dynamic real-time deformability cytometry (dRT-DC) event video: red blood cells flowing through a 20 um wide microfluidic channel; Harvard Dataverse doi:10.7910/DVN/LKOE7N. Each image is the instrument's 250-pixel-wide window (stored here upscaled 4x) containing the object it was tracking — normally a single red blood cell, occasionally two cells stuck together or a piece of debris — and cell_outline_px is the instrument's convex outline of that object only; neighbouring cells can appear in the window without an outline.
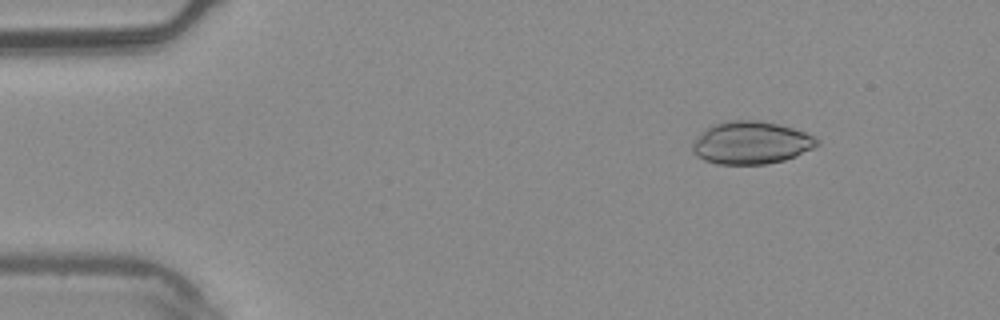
{"species": "common noctule bat (a hibernating species)", "species_latin": "Nyctalus noctula", "temperature_condition": "warm", "stored_images_in_passage": 5, "camera_frame_rate_fps": 3000, "um_per_image_px": 0.085, "animal": {"sex": "male", "body_mass_g": 20.4}, "frame": {"image": 1, "passage_image": 2, "time_ms": 0.333, "image_size_px": [1000, 320], "cell_outline_px": [[820, 144], [796, 156], [784, 160], [768, 164], [716, 164], [704, 160], [696, 156], [692, 152], [692, 144], [704, 128], [712, 124], [732, 120], [760, 120], [780, 124], [804, 132], [820, 140]], "centroid_in_image_um": [63.82, 12.13], "position_along_channel_um": 21.2, "area_um2": 31.15}}